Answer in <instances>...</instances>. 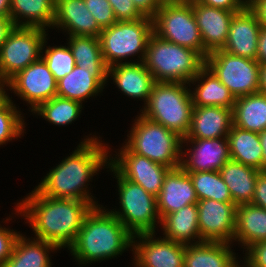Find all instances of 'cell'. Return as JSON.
<instances>
[{"instance_id": "obj_1", "label": "cell", "mask_w": 266, "mask_h": 267, "mask_svg": "<svg viewBox=\"0 0 266 267\" xmlns=\"http://www.w3.org/2000/svg\"><path fill=\"white\" fill-rule=\"evenodd\" d=\"M17 213L25 216L36 238L69 248L77 238L83 222L95 207L90 201L53 198L36 189L17 204Z\"/></svg>"}, {"instance_id": "obj_2", "label": "cell", "mask_w": 266, "mask_h": 267, "mask_svg": "<svg viewBox=\"0 0 266 267\" xmlns=\"http://www.w3.org/2000/svg\"><path fill=\"white\" fill-rule=\"evenodd\" d=\"M84 140L72 155L51 169L36 186L35 189L40 194L53 198L90 201L95 207L100 206L90 196L86 184L99 169L109 164V151L96 136Z\"/></svg>"}, {"instance_id": "obj_3", "label": "cell", "mask_w": 266, "mask_h": 267, "mask_svg": "<svg viewBox=\"0 0 266 267\" xmlns=\"http://www.w3.org/2000/svg\"><path fill=\"white\" fill-rule=\"evenodd\" d=\"M101 208L96 206L89 212L68 249L80 264L111 259L133 246V235L123 223Z\"/></svg>"}, {"instance_id": "obj_4", "label": "cell", "mask_w": 266, "mask_h": 267, "mask_svg": "<svg viewBox=\"0 0 266 267\" xmlns=\"http://www.w3.org/2000/svg\"><path fill=\"white\" fill-rule=\"evenodd\" d=\"M155 82L188 83L205 66L195 50L174 44L152 33L143 61Z\"/></svg>"}, {"instance_id": "obj_5", "label": "cell", "mask_w": 266, "mask_h": 267, "mask_svg": "<svg viewBox=\"0 0 266 267\" xmlns=\"http://www.w3.org/2000/svg\"><path fill=\"white\" fill-rule=\"evenodd\" d=\"M188 83L155 82L141 115L185 138L193 111Z\"/></svg>"}, {"instance_id": "obj_6", "label": "cell", "mask_w": 266, "mask_h": 267, "mask_svg": "<svg viewBox=\"0 0 266 267\" xmlns=\"http://www.w3.org/2000/svg\"><path fill=\"white\" fill-rule=\"evenodd\" d=\"M133 125L125 144L133 153L170 169L180 167L182 137L141 114Z\"/></svg>"}, {"instance_id": "obj_7", "label": "cell", "mask_w": 266, "mask_h": 267, "mask_svg": "<svg viewBox=\"0 0 266 267\" xmlns=\"http://www.w3.org/2000/svg\"><path fill=\"white\" fill-rule=\"evenodd\" d=\"M153 33V20L144 16L135 21H117L103 28L99 40L104 63L107 67L122 63L130 56L139 55L140 62L144 61L147 42Z\"/></svg>"}, {"instance_id": "obj_8", "label": "cell", "mask_w": 266, "mask_h": 267, "mask_svg": "<svg viewBox=\"0 0 266 267\" xmlns=\"http://www.w3.org/2000/svg\"><path fill=\"white\" fill-rule=\"evenodd\" d=\"M108 166L117 178L122 213L116 210L110 212L133 236L155 234V225L161 222L157 209V197L148 193L140 185L122 177L110 164Z\"/></svg>"}, {"instance_id": "obj_9", "label": "cell", "mask_w": 266, "mask_h": 267, "mask_svg": "<svg viewBox=\"0 0 266 267\" xmlns=\"http://www.w3.org/2000/svg\"><path fill=\"white\" fill-rule=\"evenodd\" d=\"M46 29L15 27L0 48V80L7 83L18 72L42 56Z\"/></svg>"}, {"instance_id": "obj_10", "label": "cell", "mask_w": 266, "mask_h": 267, "mask_svg": "<svg viewBox=\"0 0 266 267\" xmlns=\"http://www.w3.org/2000/svg\"><path fill=\"white\" fill-rule=\"evenodd\" d=\"M153 20V33L163 40L197 51L203 57V42L191 1L160 6Z\"/></svg>"}, {"instance_id": "obj_11", "label": "cell", "mask_w": 266, "mask_h": 267, "mask_svg": "<svg viewBox=\"0 0 266 267\" xmlns=\"http://www.w3.org/2000/svg\"><path fill=\"white\" fill-rule=\"evenodd\" d=\"M205 65L235 98L259 92L260 64L256 60L220 49L207 55Z\"/></svg>"}, {"instance_id": "obj_12", "label": "cell", "mask_w": 266, "mask_h": 267, "mask_svg": "<svg viewBox=\"0 0 266 267\" xmlns=\"http://www.w3.org/2000/svg\"><path fill=\"white\" fill-rule=\"evenodd\" d=\"M124 148V149H123ZM120 152V153H119ZM113 157L109 164L125 179L140 185L148 193L157 197L164 178L170 170L165 165L151 161L147 157L133 153L126 145ZM111 161V162H110Z\"/></svg>"}, {"instance_id": "obj_13", "label": "cell", "mask_w": 266, "mask_h": 267, "mask_svg": "<svg viewBox=\"0 0 266 267\" xmlns=\"http://www.w3.org/2000/svg\"><path fill=\"white\" fill-rule=\"evenodd\" d=\"M7 86L31 105V112L57 96V81L42 58L18 72Z\"/></svg>"}, {"instance_id": "obj_14", "label": "cell", "mask_w": 266, "mask_h": 267, "mask_svg": "<svg viewBox=\"0 0 266 267\" xmlns=\"http://www.w3.org/2000/svg\"><path fill=\"white\" fill-rule=\"evenodd\" d=\"M198 226L202 241L231 243L236 228L234 202L198 200Z\"/></svg>"}, {"instance_id": "obj_15", "label": "cell", "mask_w": 266, "mask_h": 267, "mask_svg": "<svg viewBox=\"0 0 266 267\" xmlns=\"http://www.w3.org/2000/svg\"><path fill=\"white\" fill-rule=\"evenodd\" d=\"M153 233L133 236L136 267H184L186 245L165 238L154 239ZM136 237L140 240L135 243Z\"/></svg>"}, {"instance_id": "obj_16", "label": "cell", "mask_w": 266, "mask_h": 267, "mask_svg": "<svg viewBox=\"0 0 266 267\" xmlns=\"http://www.w3.org/2000/svg\"><path fill=\"white\" fill-rule=\"evenodd\" d=\"M203 42V58L213 51L223 49L227 42L230 23L236 12L219 9L198 1H191Z\"/></svg>"}, {"instance_id": "obj_17", "label": "cell", "mask_w": 266, "mask_h": 267, "mask_svg": "<svg viewBox=\"0 0 266 267\" xmlns=\"http://www.w3.org/2000/svg\"><path fill=\"white\" fill-rule=\"evenodd\" d=\"M261 27L256 12L247 4L241 11L234 14L227 42L222 50L236 56L256 60Z\"/></svg>"}, {"instance_id": "obj_18", "label": "cell", "mask_w": 266, "mask_h": 267, "mask_svg": "<svg viewBox=\"0 0 266 267\" xmlns=\"http://www.w3.org/2000/svg\"><path fill=\"white\" fill-rule=\"evenodd\" d=\"M191 143L193 149H188L182 155L180 167L185 172L219 171L229 160L230 151L227 137L213 139H183L182 143ZM194 144V145H193Z\"/></svg>"}, {"instance_id": "obj_19", "label": "cell", "mask_w": 266, "mask_h": 267, "mask_svg": "<svg viewBox=\"0 0 266 267\" xmlns=\"http://www.w3.org/2000/svg\"><path fill=\"white\" fill-rule=\"evenodd\" d=\"M198 202L190 175L181 167L170 169L157 196V209L161 220L189 204Z\"/></svg>"}, {"instance_id": "obj_20", "label": "cell", "mask_w": 266, "mask_h": 267, "mask_svg": "<svg viewBox=\"0 0 266 267\" xmlns=\"http://www.w3.org/2000/svg\"><path fill=\"white\" fill-rule=\"evenodd\" d=\"M53 27L68 31L69 36H94L103 30L84 0H56Z\"/></svg>"}, {"instance_id": "obj_21", "label": "cell", "mask_w": 266, "mask_h": 267, "mask_svg": "<svg viewBox=\"0 0 266 267\" xmlns=\"http://www.w3.org/2000/svg\"><path fill=\"white\" fill-rule=\"evenodd\" d=\"M232 125V109L222 106L193 107L190 131L183 139L227 137Z\"/></svg>"}, {"instance_id": "obj_22", "label": "cell", "mask_w": 266, "mask_h": 267, "mask_svg": "<svg viewBox=\"0 0 266 267\" xmlns=\"http://www.w3.org/2000/svg\"><path fill=\"white\" fill-rule=\"evenodd\" d=\"M137 62L125 61L112 65L108 67L107 76L113 77L115 85L124 92V95L143 99L147 104L155 80L144 63Z\"/></svg>"}, {"instance_id": "obj_23", "label": "cell", "mask_w": 266, "mask_h": 267, "mask_svg": "<svg viewBox=\"0 0 266 267\" xmlns=\"http://www.w3.org/2000/svg\"><path fill=\"white\" fill-rule=\"evenodd\" d=\"M197 81H200L198 86L194 91H190L194 107L222 106L233 109L236 98L206 65L188 85L190 86V83L193 84Z\"/></svg>"}, {"instance_id": "obj_24", "label": "cell", "mask_w": 266, "mask_h": 267, "mask_svg": "<svg viewBox=\"0 0 266 267\" xmlns=\"http://www.w3.org/2000/svg\"><path fill=\"white\" fill-rule=\"evenodd\" d=\"M160 223L163 225L165 239L184 245L203 242L199 232L198 207L196 203L186 205L180 210L167 214ZM191 239L198 240L192 242Z\"/></svg>"}, {"instance_id": "obj_25", "label": "cell", "mask_w": 266, "mask_h": 267, "mask_svg": "<svg viewBox=\"0 0 266 267\" xmlns=\"http://www.w3.org/2000/svg\"><path fill=\"white\" fill-rule=\"evenodd\" d=\"M219 172L236 206L252 202L258 169L229 160Z\"/></svg>"}, {"instance_id": "obj_26", "label": "cell", "mask_w": 266, "mask_h": 267, "mask_svg": "<svg viewBox=\"0 0 266 267\" xmlns=\"http://www.w3.org/2000/svg\"><path fill=\"white\" fill-rule=\"evenodd\" d=\"M69 48L76 65L85 68L103 85L107 83L108 67L104 63L100 40L94 36H69Z\"/></svg>"}, {"instance_id": "obj_27", "label": "cell", "mask_w": 266, "mask_h": 267, "mask_svg": "<svg viewBox=\"0 0 266 267\" xmlns=\"http://www.w3.org/2000/svg\"><path fill=\"white\" fill-rule=\"evenodd\" d=\"M55 6L56 0H11L10 17L15 27L45 29L47 26H53Z\"/></svg>"}, {"instance_id": "obj_28", "label": "cell", "mask_w": 266, "mask_h": 267, "mask_svg": "<svg viewBox=\"0 0 266 267\" xmlns=\"http://www.w3.org/2000/svg\"><path fill=\"white\" fill-rule=\"evenodd\" d=\"M230 245L209 241L186 245L184 267H229L237 259Z\"/></svg>"}, {"instance_id": "obj_29", "label": "cell", "mask_w": 266, "mask_h": 267, "mask_svg": "<svg viewBox=\"0 0 266 267\" xmlns=\"http://www.w3.org/2000/svg\"><path fill=\"white\" fill-rule=\"evenodd\" d=\"M234 241L248 248L252 244L266 240V209L249 204H241L236 209Z\"/></svg>"}, {"instance_id": "obj_30", "label": "cell", "mask_w": 266, "mask_h": 267, "mask_svg": "<svg viewBox=\"0 0 266 267\" xmlns=\"http://www.w3.org/2000/svg\"><path fill=\"white\" fill-rule=\"evenodd\" d=\"M227 140L231 160L263 171V149L259 133L232 125Z\"/></svg>"}, {"instance_id": "obj_31", "label": "cell", "mask_w": 266, "mask_h": 267, "mask_svg": "<svg viewBox=\"0 0 266 267\" xmlns=\"http://www.w3.org/2000/svg\"><path fill=\"white\" fill-rule=\"evenodd\" d=\"M57 249L53 243L37 238L31 241L20 234L11 256L1 267H51L48 253Z\"/></svg>"}, {"instance_id": "obj_32", "label": "cell", "mask_w": 266, "mask_h": 267, "mask_svg": "<svg viewBox=\"0 0 266 267\" xmlns=\"http://www.w3.org/2000/svg\"><path fill=\"white\" fill-rule=\"evenodd\" d=\"M233 125L260 133L266 129V95L257 92L235 99L232 109Z\"/></svg>"}, {"instance_id": "obj_33", "label": "cell", "mask_w": 266, "mask_h": 267, "mask_svg": "<svg viewBox=\"0 0 266 267\" xmlns=\"http://www.w3.org/2000/svg\"><path fill=\"white\" fill-rule=\"evenodd\" d=\"M104 85L85 68L76 65L71 73L57 81V95L83 103L86 98L96 96Z\"/></svg>"}, {"instance_id": "obj_34", "label": "cell", "mask_w": 266, "mask_h": 267, "mask_svg": "<svg viewBox=\"0 0 266 267\" xmlns=\"http://www.w3.org/2000/svg\"><path fill=\"white\" fill-rule=\"evenodd\" d=\"M198 200L233 202L228 186L219 171L188 172Z\"/></svg>"}, {"instance_id": "obj_35", "label": "cell", "mask_w": 266, "mask_h": 267, "mask_svg": "<svg viewBox=\"0 0 266 267\" xmlns=\"http://www.w3.org/2000/svg\"><path fill=\"white\" fill-rule=\"evenodd\" d=\"M82 103L68 98L55 96L54 98L40 104L33 113L42 116L54 125L71 124L79 117Z\"/></svg>"}, {"instance_id": "obj_36", "label": "cell", "mask_w": 266, "mask_h": 267, "mask_svg": "<svg viewBox=\"0 0 266 267\" xmlns=\"http://www.w3.org/2000/svg\"><path fill=\"white\" fill-rule=\"evenodd\" d=\"M7 95L0 102V145L15 139L24 132V119Z\"/></svg>"}, {"instance_id": "obj_37", "label": "cell", "mask_w": 266, "mask_h": 267, "mask_svg": "<svg viewBox=\"0 0 266 267\" xmlns=\"http://www.w3.org/2000/svg\"><path fill=\"white\" fill-rule=\"evenodd\" d=\"M45 55L41 57L47 64L48 69L52 72L56 81L64 78L67 74L71 73L76 66L75 59L72 56L71 50L66 46L46 47Z\"/></svg>"}, {"instance_id": "obj_38", "label": "cell", "mask_w": 266, "mask_h": 267, "mask_svg": "<svg viewBox=\"0 0 266 267\" xmlns=\"http://www.w3.org/2000/svg\"><path fill=\"white\" fill-rule=\"evenodd\" d=\"M84 2L102 29L117 22L108 0H84Z\"/></svg>"}, {"instance_id": "obj_39", "label": "cell", "mask_w": 266, "mask_h": 267, "mask_svg": "<svg viewBox=\"0 0 266 267\" xmlns=\"http://www.w3.org/2000/svg\"><path fill=\"white\" fill-rule=\"evenodd\" d=\"M108 2L117 21H135L144 17L132 0H108Z\"/></svg>"}, {"instance_id": "obj_40", "label": "cell", "mask_w": 266, "mask_h": 267, "mask_svg": "<svg viewBox=\"0 0 266 267\" xmlns=\"http://www.w3.org/2000/svg\"><path fill=\"white\" fill-rule=\"evenodd\" d=\"M20 233L0 226V267L6 263L13 252L17 237Z\"/></svg>"}, {"instance_id": "obj_41", "label": "cell", "mask_w": 266, "mask_h": 267, "mask_svg": "<svg viewBox=\"0 0 266 267\" xmlns=\"http://www.w3.org/2000/svg\"><path fill=\"white\" fill-rule=\"evenodd\" d=\"M244 266L266 267V240L252 244L247 248Z\"/></svg>"}, {"instance_id": "obj_42", "label": "cell", "mask_w": 266, "mask_h": 267, "mask_svg": "<svg viewBox=\"0 0 266 267\" xmlns=\"http://www.w3.org/2000/svg\"><path fill=\"white\" fill-rule=\"evenodd\" d=\"M251 204L266 209V171H259Z\"/></svg>"}, {"instance_id": "obj_43", "label": "cell", "mask_w": 266, "mask_h": 267, "mask_svg": "<svg viewBox=\"0 0 266 267\" xmlns=\"http://www.w3.org/2000/svg\"><path fill=\"white\" fill-rule=\"evenodd\" d=\"M198 2L229 11H241L247 5L245 0H198Z\"/></svg>"}, {"instance_id": "obj_44", "label": "cell", "mask_w": 266, "mask_h": 267, "mask_svg": "<svg viewBox=\"0 0 266 267\" xmlns=\"http://www.w3.org/2000/svg\"><path fill=\"white\" fill-rule=\"evenodd\" d=\"M137 9L147 17H153L160 6L156 0H132Z\"/></svg>"}, {"instance_id": "obj_45", "label": "cell", "mask_w": 266, "mask_h": 267, "mask_svg": "<svg viewBox=\"0 0 266 267\" xmlns=\"http://www.w3.org/2000/svg\"><path fill=\"white\" fill-rule=\"evenodd\" d=\"M259 64H266V27L262 26L258 37L257 57Z\"/></svg>"}, {"instance_id": "obj_46", "label": "cell", "mask_w": 266, "mask_h": 267, "mask_svg": "<svg viewBox=\"0 0 266 267\" xmlns=\"http://www.w3.org/2000/svg\"><path fill=\"white\" fill-rule=\"evenodd\" d=\"M14 28L11 17H0V48Z\"/></svg>"}, {"instance_id": "obj_47", "label": "cell", "mask_w": 266, "mask_h": 267, "mask_svg": "<svg viewBox=\"0 0 266 267\" xmlns=\"http://www.w3.org/2000/svg\"><path fill=\"white\" fill-rule=\"evenodd\" d=\"M249 6L256 12L261 25L266 27V0H252Z\"/></svg>"}, {"instance_id": "obj_48", "label": "cell", "mask_w": 266, "mask_h": 267, "mask_svg": "<svg viewBox=\"0 0 266 267\" xmlns=\"http://www.w3.org/2000/svg\"><path fill=\"white\" fill-rule=\"evenodd\" d=\"M259 75V92L266 95V64H260Z\"/></svg>"}, {"instance_id": "obj_49", "label": "cell", "mask_w": 266, "mask_h": 267, "mask_svg": "<svg viewBox=\"0 0 266 267\" xmlns=\"http://www.w3.org/2000/svg\"><path fill=\"white\" fill-rule=\"evenodd\" d=\"M11 0H0V17H10Z\"/></svg>"}, {"instance_id": "obj_50", "label": "cell", "mask_w": 266, "mask_h": 267, "mask_svg": "<svg viewBox=\"0 0 266 267\" xmlns=\"http://www.w3.org/2000/svg\"><path fill=\"white\" fill-rule=\"evenodd\" d=\"M259 139L263 149V171H266V129L259 133Z\"/></svg>"}, {"instance_id": "obj_51", "label": "cell", "mask_w": 266, "mask_h": 267, "mask_svg": "<svg viewBox=\"0 0 266 267\" xmlns=\"http://www.w3.org/2000/svg\"><path fill=\"white\" fill-rule=\"evenodd\" d=\"M188 1L189 0H156L157 4L159 6L180 4V3H185V2H188Z\"/></svg>"}, {"instance_id": "obj_52", "label": "cell", "mask_w": 266, "mask_h": 267, "mask_svg": "<svg viewBox=\"0 0 266 267\" xmlns=\"http://www.w3.org/2000/svg\"><path fill=\"white\" fill-rule=\"evenodd\" d=\"M5 86H7V83L0 80V102L7 96Z\"/></svg>"}, {"instance_id": "obj_53", "label": "cell", "mask_w": 266, "mask_h": 267, "mask_svg": "<svg viewBox=\"0 0 266 267\" xmlns=\"http://www.w3.org/2000/svg\"><path fill=\"white\" fill-rule=\"evenodd\" d=\"M229 267H240L238 261H234Z\"/></svg>"}, {"instance_id": "obj_54", "label": "cell", "mask_w": 266, "mask_h": 267, "mask_svg": "<svg viewBox=\"0 0 266 267\" xmlns=\"http://www.w3.org/2000/svg\"><path fill=\"white\" fill-rule=\"evenodd\" d=\"M251 1H252V0H245V2H246L247 4H249Z\"/></svg>"}]
</instances>
